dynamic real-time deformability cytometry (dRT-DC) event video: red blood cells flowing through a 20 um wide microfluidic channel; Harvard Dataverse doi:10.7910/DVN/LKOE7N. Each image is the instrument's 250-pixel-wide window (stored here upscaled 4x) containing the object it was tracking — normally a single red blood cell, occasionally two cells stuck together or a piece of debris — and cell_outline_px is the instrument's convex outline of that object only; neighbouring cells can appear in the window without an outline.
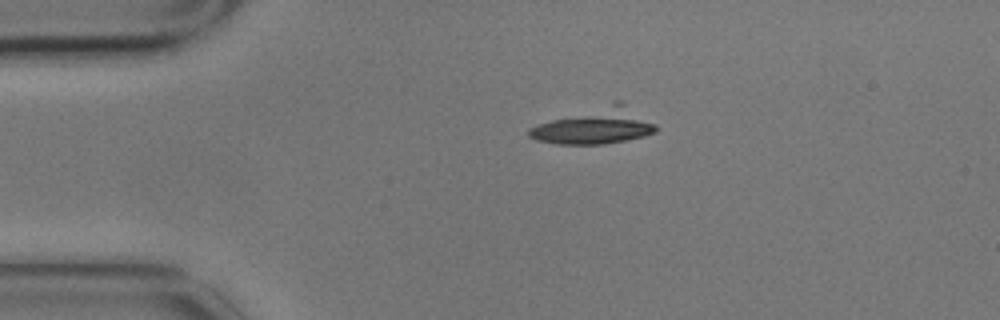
{"species": "common noctule bat (a hibernating species)", "species_latin": "Nyctalus noctula", "temperature_condition": "cold", "stored_images_in_passage": 3, "camera_frame_rate_fps": 3000, "um_per_image_px": 0.085, "animal": {"sex": "male", "body_mass_g": 17.9}, "frame": {"image": 1, "passage_image": 1, "time_ms": 0.0, "image_size_px": [1000, 320], "cell_outline_px": [[656, 132], [644, 136], [604, 144], [556, 144], [536, 140], [528, 136], [528, 128], [536, 124], [612, 100], [624, 100], [656, 124]], "centroid_in_image_um": [50.58, 10.67], "position_along_channel_um": 34.4, "area_um2": 27.17}}